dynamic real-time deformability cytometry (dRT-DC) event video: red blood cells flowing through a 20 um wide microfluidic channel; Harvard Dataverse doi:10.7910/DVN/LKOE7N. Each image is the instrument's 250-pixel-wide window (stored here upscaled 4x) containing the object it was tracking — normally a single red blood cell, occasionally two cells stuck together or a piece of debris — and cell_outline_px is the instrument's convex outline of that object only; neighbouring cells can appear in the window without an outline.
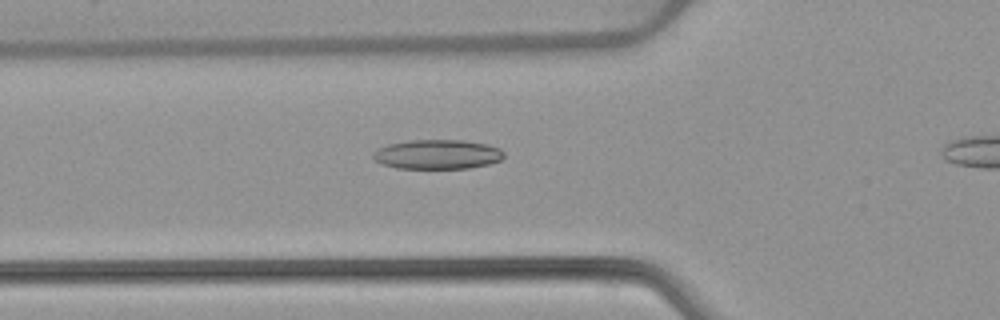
{"species": "common noctule bat (a hibernating species)", "species_latin": "Nyctalus noctula", "temperature_condition": "warm", "stored_images_in_passage": 33, "camera_frame_rate_fps": 3000, "um_per_image_px": 0.085, "animal": {"sex": "female", "body_mass_g": 22.7, "forearm_length_mm": 54.2}, "frame": {"image": 1, "passage_image": 6, "time_ms": 1.667, "image_size_px": [1000, 320], "cell_outline_px": [[504, 156], [500, 160], [488, 164], [468, 168], [396, 168], [380, 164], [372, 156], [372, 152], [376, 148], [388, 144], [412, 140], [464, 140], [488, 144], [500, 148], [504, 152]], "centroid_in_image_um": [37.16, 13.11], "position_along_channel_um": 88.6, "area_um2": 22.6}}
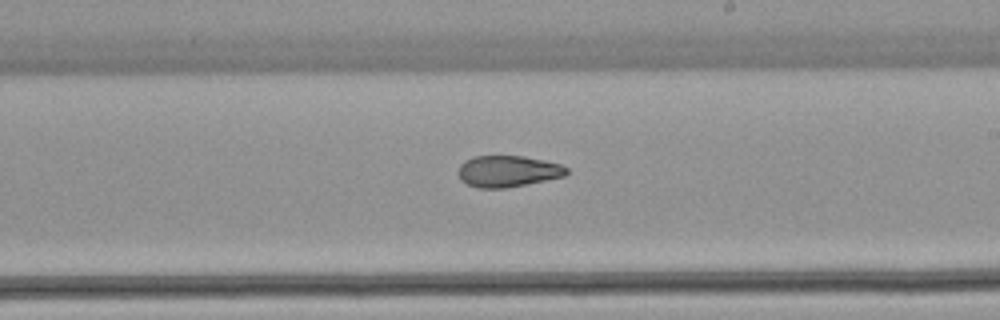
{"frame": {"image": 2, "passage_image": 18, "time_ms": 5.667, "image_size_px": [1000, 320], "cell_outline_px": [[568, 172], [564, 176], [504, 188], [476, 188], [460, 180], [460, 164], [464, 160], [476, 156], [524, 156], [544, 160], [560, 164], [568, 168]], "centroid_in_image_um": [43.16, 14.55], "position_along_channel_um": 245.8, "area_um2": 19.59}}
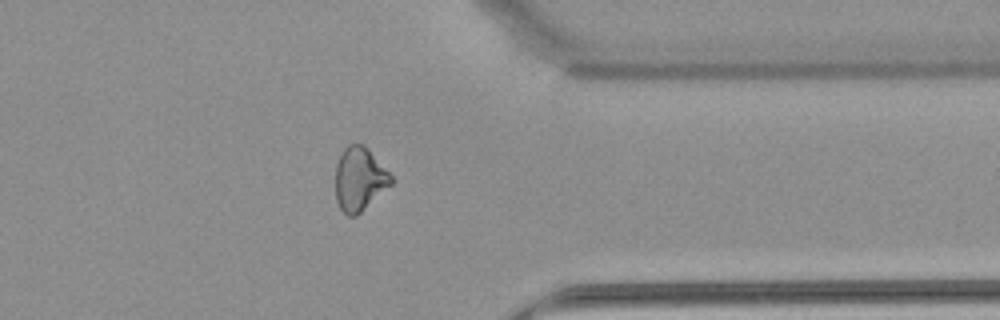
{"frame": {"image": 3, "passage_image": 29, "time_ms": 9.333, "image_size_px": [1000, 320], "cell_outline_px": [[392, 184], [356, 216], [348, 216], [340, 208], [336, 200], [336, 164], [344, 148], [348, 144], [364, 144], [368, 148], [392, 176]], "centroid_in_image_um": [30.55, 15.21], "position_along_channel_um": 380.9, "area_um2": 20.46}, "authors_computed_cell_mechanics": {"area_um2": 20.4612, "velocity_mm_per_s": 3.9198, "shape_relaxation_time_tau1_ms": null, "shape_relaxation_time_tau2_ms": 3.2817, "deformation_change_tau1": null, "deformation_change_tau2": 0.1025}}